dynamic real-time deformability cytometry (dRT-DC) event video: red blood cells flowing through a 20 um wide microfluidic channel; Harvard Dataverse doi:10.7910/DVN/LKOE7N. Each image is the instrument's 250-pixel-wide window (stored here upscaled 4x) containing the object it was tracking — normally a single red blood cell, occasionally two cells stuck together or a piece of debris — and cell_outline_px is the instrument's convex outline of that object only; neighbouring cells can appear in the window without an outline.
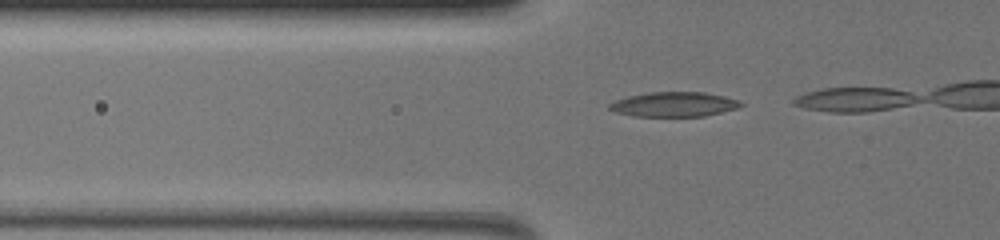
{"species": "common noctule bat (a hibernating species)", "species_latin": "Nyctalus noctula", "temperature_condition": "warm", "stored_images_in_passage": 8, "camera_frame_rate_fps": 3000, "um_per_image_px": 0.085, "animal": {"sex": "female", "body_mass_g": 19.5, "forearm_length_mm": 54.1}, "frame": {"image": 1, "passage_image": 2, "time_ms": 0.333, "image_size_px": [1000, 240], "cell_outline_px": [[744, 104], [736, 108], [704, 116], [632, 116], [616, 112], [608, 108], [608, 104], [616, 100], [628, 96], [648, 92], [704, 92], [724, 96], [736, 100]], "centroid_in_image_um": [57.24, 8.86], "position_along_channel_um": 68.6, "area_um2": 18.73}}
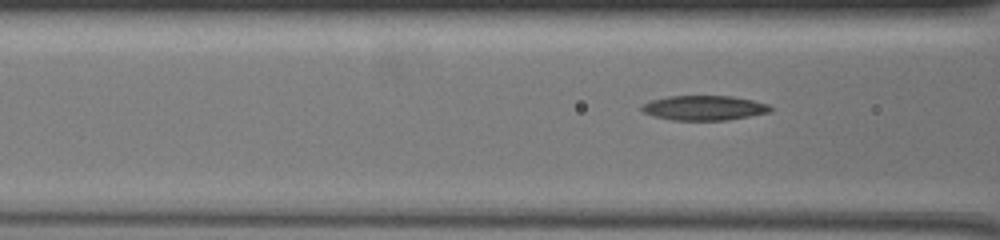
{"frame": {"image": 2, "passage_image": 6, "time_ms": 1.667, "image_size_px": [1000, 240], "cell_outline_px": [[772, 112], [728, 120], [672, 120], [652, 116], [644, 112], [640, 108], [644, 104], [652, 100], [668, 96], [732, 96], [752, 100], [768, 104], [772, 108]], "centroid_in_image_um": [59.87, 9.17], "position_along_channel_um": 106.7, "area_um2": 18.55}}